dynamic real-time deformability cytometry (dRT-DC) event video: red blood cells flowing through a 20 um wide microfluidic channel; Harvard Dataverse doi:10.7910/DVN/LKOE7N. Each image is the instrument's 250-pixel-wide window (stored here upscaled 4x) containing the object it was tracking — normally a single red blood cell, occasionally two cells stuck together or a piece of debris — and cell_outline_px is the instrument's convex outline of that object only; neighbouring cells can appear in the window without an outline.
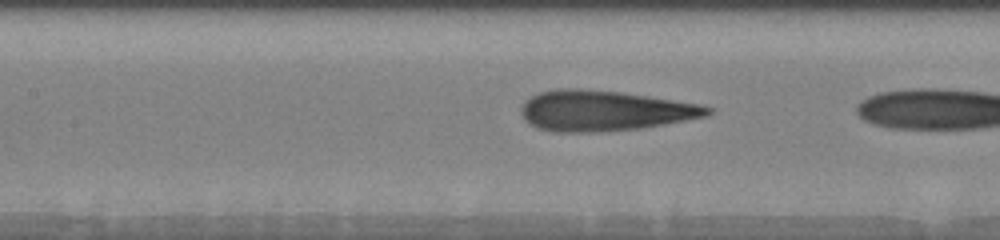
{"species": "human", "species_latin": "Homo sapiens", "temperature_condition": "warm", "stored_images_in_passage": 18, "camera_frame_rate_fps": 3000, "um_per_image_px": 0.085, "donor": {"sex": "male"}, "frame": {"image": 1, "passage_image": 14, "time_ms": 2.0, "image_size_px": [1000, 240], "cell_outline_px": [[712, 112], [708, 116], [664, 124], [640, 128], [596, 132], [552, 132], [536, 128], [528, 124], [524, 120], [520, 112], [520, 108], [524, 100], [540, 92], [556, 88], [580, 88], [620, 92], [704, 104], [712, 108]], "centroid_in_image_um": [51.33, 9.41], "position_along_channel_um": 156.1, "area_um2": 44.39}}